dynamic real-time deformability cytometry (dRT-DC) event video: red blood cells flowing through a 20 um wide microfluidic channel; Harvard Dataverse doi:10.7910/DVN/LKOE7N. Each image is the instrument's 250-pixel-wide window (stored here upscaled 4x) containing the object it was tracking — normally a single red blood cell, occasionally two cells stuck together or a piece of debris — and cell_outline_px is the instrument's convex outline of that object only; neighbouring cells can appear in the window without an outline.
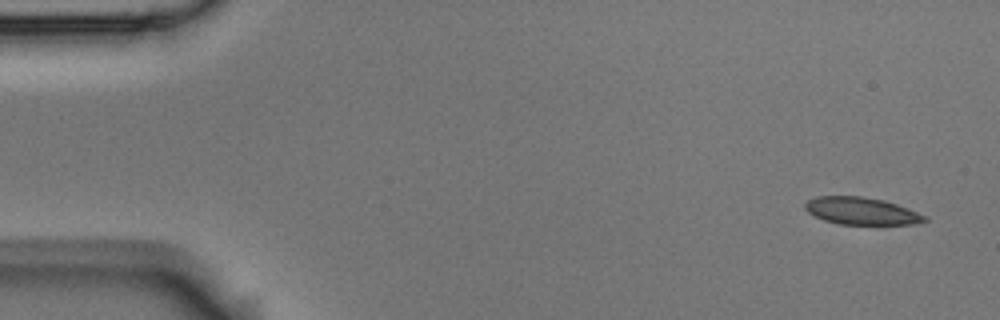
{"species": "Egyptian fruit bat (a non-hibernating species)", "species_latin": "Rousettus aegyptiacus", "temperature_condition": "room temperature", "stored_images_in_passage": 4, "camera_frame_rate_fps": 3000, "um_per_image_px": 0.085, "animal": {"sex": "male"}, "frame": {"image": 1, "passage_image": 1, "time_ms": 0.0, "image_size_px": [1000, 320], "cell_outline_px": [[928, 220], [912, 224], [836, 224], [824, 220], [808, 212], [804, 208], [804, 204], [808, 200], [816, 196], [864, 196], [884, 200], [896, 204], [928, 216]], "centroid_in_image_um": [73.21, 17.93], "position_along_channel_um": 11.8, "area_um2": 19.02}}